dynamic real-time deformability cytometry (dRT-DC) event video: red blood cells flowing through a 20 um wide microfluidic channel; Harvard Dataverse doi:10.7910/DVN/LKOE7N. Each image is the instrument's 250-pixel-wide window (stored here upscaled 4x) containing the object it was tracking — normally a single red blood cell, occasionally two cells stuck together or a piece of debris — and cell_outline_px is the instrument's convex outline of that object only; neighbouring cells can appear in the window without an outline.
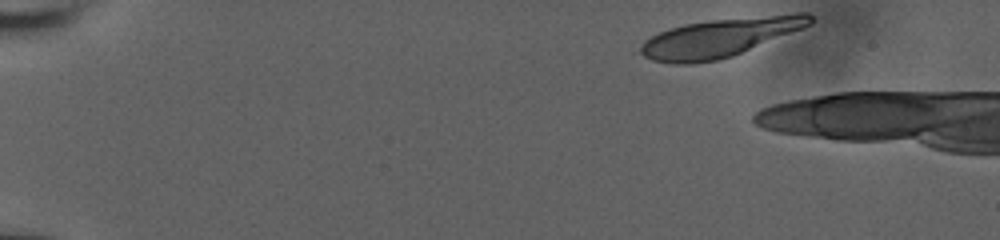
{"species": "human", "species_latin": "Homo sapiens", "temperature_condition": "room temperature", "stored_images_in_passage": 44, "camera_frame_rate_fps": 3000, "um_per_image_px": 0.085, "donor": {"sex": "male"}, "frame": {"image": 1, "passage_image": 1, "time_ms": 0.0, "image_size_px": [1000, 240], "cell_outline_px": [[812, 24], [804, 28], [732, 56], [716, 60], [692, 64], [672, 64], [652, 60], [632, 52], [644, 40], [660, 32], [684, 24], [708, 20], [796, 12], [808, 12], [812, 16]], "centroid_in_image_um": [61.15, 3.2], "position_along_channel_um": 23.8, "area_um2": 38.67}}
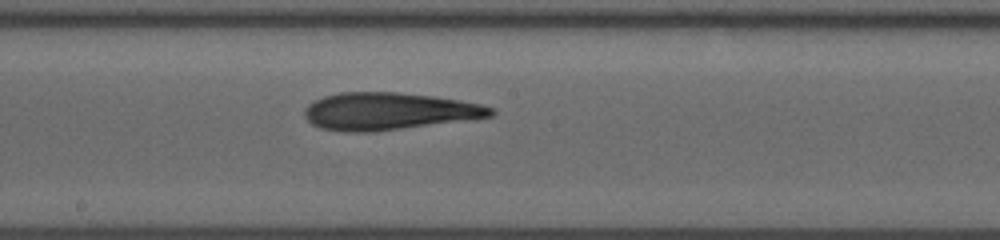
{"frame": {"image": 2, "passage_image": 26, "time_ms": 8.333, "image_size_px": [1000, 240], "cell_outline_px": [[496, 112], [492, 116], [376, 132], [344, 132], [320, 128], [312, 124], [304, 116], [304, 108], [308, 104], [324, 96], [340, 92], [396, 92], [432, 96], [460, 100], [480, 104], [496, 108]], "centroid_in_image_um": [33.02, 9.46], "position_along_channel_um": 215.2, "area_um2": 40.52}}
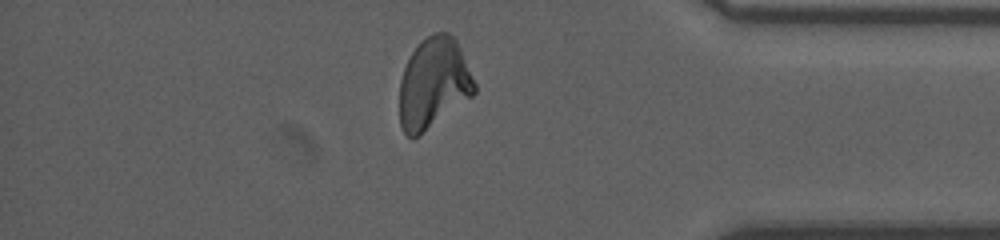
{"frame": {"image": 3, "passage_image": 42, "time_ms": 13.667, "image_size_px": [1000, 240], "cell_outline_px": [[476, 92], [472, 96], [412, 140], [404, 132], [400, 124], [400, 80], [404, 68], [412, 52], [420, 40], [436, 32], [448, 32], [456, 40], [460, 48], [476, 84]], "centroid_in_image_um": [36.84, 7.07], "position_along_channel_um": 398.4, "area_um2": 39.25}}